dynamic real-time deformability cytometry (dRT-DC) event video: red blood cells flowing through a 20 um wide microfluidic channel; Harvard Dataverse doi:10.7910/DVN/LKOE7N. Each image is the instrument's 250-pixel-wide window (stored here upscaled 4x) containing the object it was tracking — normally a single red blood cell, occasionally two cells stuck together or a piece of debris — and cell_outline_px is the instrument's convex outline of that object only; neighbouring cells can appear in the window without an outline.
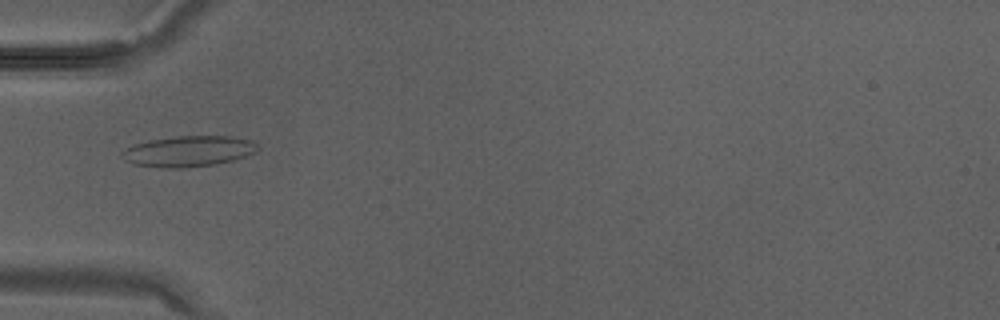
{"species": "Egyptian fruit bat (a non-hibernating species)", "species_latin": "Rousettus aegyptiacus", "temperature_condition": "warm", "stored_images_in_passage": 22, "camera_frame_rate_fps": 3000, "um_per_image_px": 0.085, "animal": {"sex": "male"}, "frame": {"image": 1, "passage_image": 1, "time_ms": 0.0, "image_size_px": [1000, 320], "cell_outline_px": [[260, 148], [244, 156], [232, 160], [212, 164], [184, 168], [168, 168], [132, 164], [124, 160], [120, 156], [120, 152], [136, 144], [148, 140], [176, 136], [232, 136], [252, 140], [260, 144]], "centroid_in_image_um": [16.01, 12.84], "position_along_channel_um": 69.0, "area_um2": 24.28}}
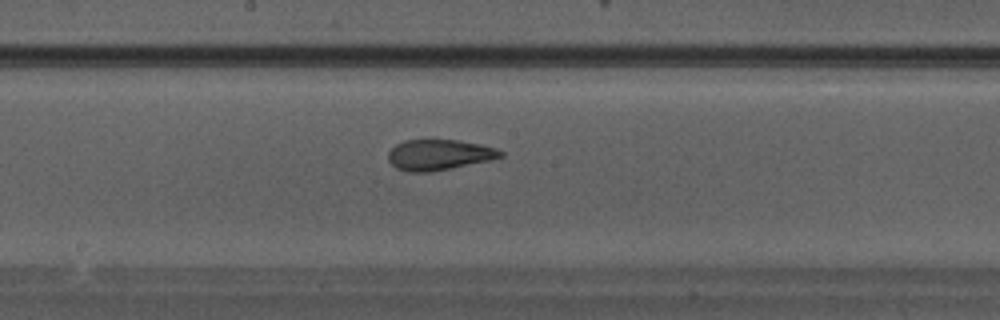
{"frame": {"image": 2, "passage_image": 8, "time_ms": 2.333, "image_size_px": [1000, 320], "cell_outline_px": [[504, 156], [492, 160], [452, 168], [428, 172], [408, 172], [396, 168], [388, 160], [388, 152], [396, 144], [404, 140], [460, 140], [480, 144], [496, 148], [504, 152]], "centroid_in_image_um": [37.34, 13.16], "position_along_channel_um": 210.9, "area_um2": 20.17}}
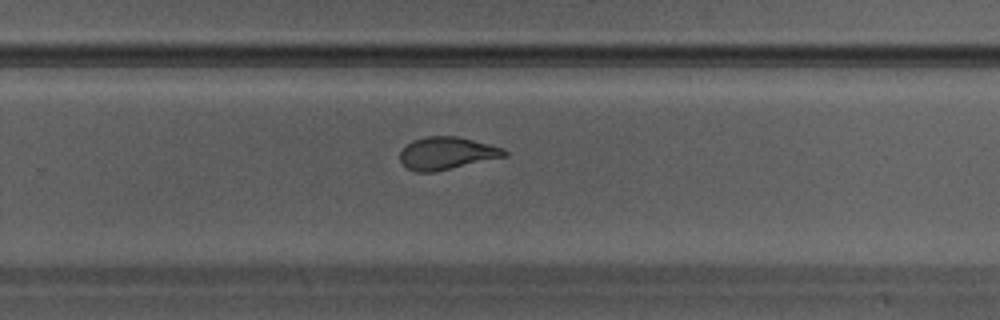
{"frame": {"image": 3, "passage_image": 12, "time_ms": 3.667, "image_size_px": [1000, 320], "cell_outline_px": [[508, 156], [436, 172], [416, 172], [400, 164], [400, 152], [412, 140], [428, 136], [456, 136], [504, 148], [508, 152]], "centroid_in_image_um": [37.98, 13.04], "position_along_channel_um": 291.8, "area_um2": 19.88}}